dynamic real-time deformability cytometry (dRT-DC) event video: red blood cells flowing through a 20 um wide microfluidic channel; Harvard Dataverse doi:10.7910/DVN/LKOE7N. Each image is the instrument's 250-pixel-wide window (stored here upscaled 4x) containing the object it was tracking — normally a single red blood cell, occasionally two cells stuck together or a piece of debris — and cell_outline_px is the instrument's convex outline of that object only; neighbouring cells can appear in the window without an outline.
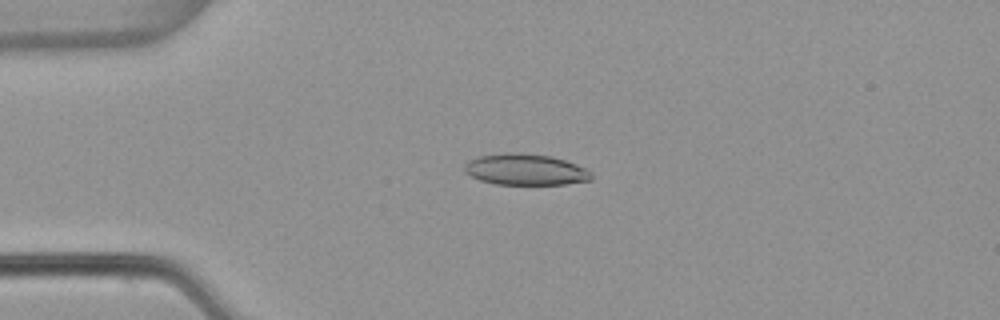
{"species": "common noctule bat (a hibernating species)", "species_latin": "Nyctalus noctula", "temperature_condition": "warm", "stored_images_in_passage": 53, "camera_frame_rate_fps": 3000, "um_per_image_px": 0.085, "animal": {"sex": "female", "body_mass_g": 22.7, "forearm_length_mm": 54.2}, "frame": {"image": 1, "passage_image": 13, "time_ms": 4.0, "image_size_px": [1000, 320], "cell_outline_px": [[592, 180], [564, 184], [496, 184], [480, 180], [464, 172], [464, 164], [468, 160], [480, 156], [504, 152], [520, 152], [552, 156], [576, 164], [592, 172]], "centroid_in_image_um": [44.65, 14.4], "position_along_channel_um": 40.3, "area_um2": 23.18}}
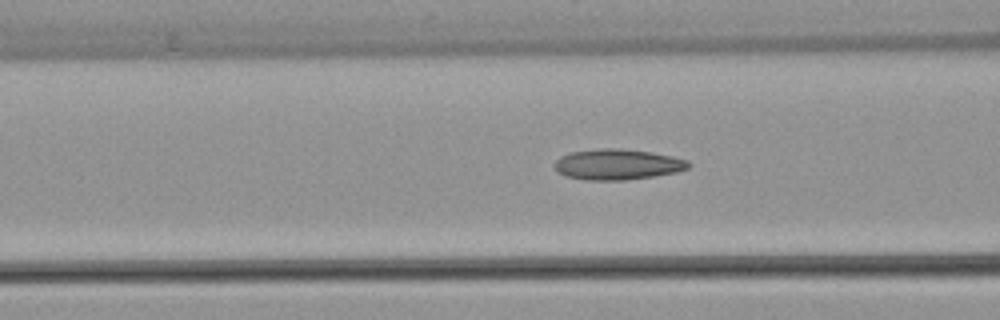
{"frame": {"image": 2, "passage_image": 21, "time_ms": 6.667, "image_size_px": [1000, 320], "cell_outline_px": [[692, 164], [688, 168], [676, 172], [652, 176], [624, 180], [584, 180], [564, 176], [556, 172], [556, 160], [560, 156], [568, 152], [600, 148], [620, 148], [652, 152], [672, 156], [688, 160]], "centroid_in_image_um": [52.46, 13.97], "position_along_channel_um": 114.1, "area_um2": 24.1}}
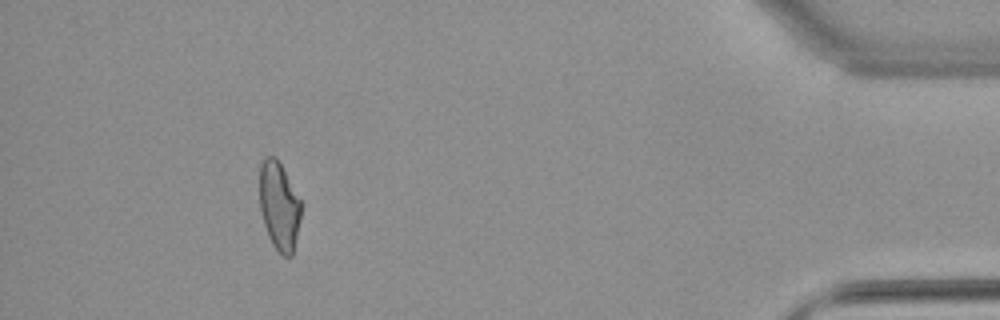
{"frame": {"image": 3, "passage_image": 49, "time_ms": 16.0, "image_size_px": [1000, 320], "cell_outline_px": [[304, 204], [292, 256], [284, 256], [272, 244], [268, 236], [264, 224], [260, 208], [260, 164], [264, 156], [276, 156]], "centroid_in_image_um": [23.75, 17.48], "position_along_channel_um": 411.4, "area_um2": 21.68}, "authors_computed_cell_mechanics": {"area_um2": 22.7732, "velocity_mm_per_s": 3.8399, "shape_relaxation_time_tau1_ms": null, "shape_relaxation_time_tau2_ms": 2.2993, "deformation_change_tau1": null, "deformation_change_tau2": 0.1053}}